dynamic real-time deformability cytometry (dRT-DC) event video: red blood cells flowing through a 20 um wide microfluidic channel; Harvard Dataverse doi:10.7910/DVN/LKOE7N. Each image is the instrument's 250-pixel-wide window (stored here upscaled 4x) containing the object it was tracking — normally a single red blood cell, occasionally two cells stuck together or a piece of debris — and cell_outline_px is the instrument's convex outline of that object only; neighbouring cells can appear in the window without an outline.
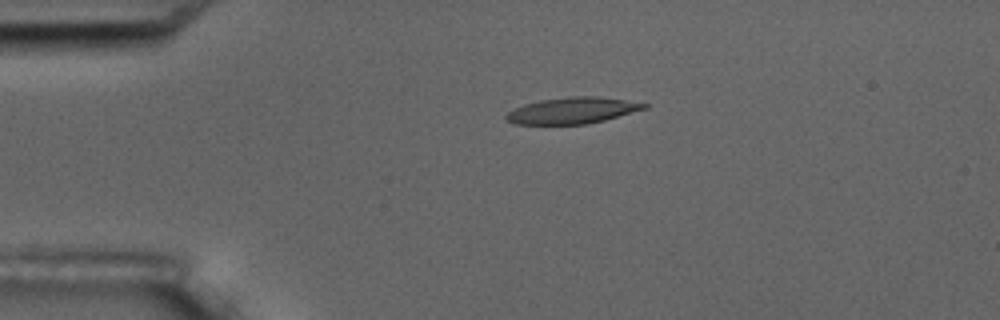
{"species": "common noctule bat (a hibernating species)", "species_latin": "Nyctalus noctula", "temperature_condition": "room temperature", "stored_images_in_passage": 5, "camera_frame_rate_fps": 3000, "um_per_image_px": 0.085, "animal": {"sex": "male", "body_mass_g": 17.5, "forearm_length_mm": 52.3}, "frame": {"image": 1, "passage_image": 3, "time_ms": 3.333, "image_size_px": [1000, 320], "cell_outline_px": [[648, 108], [604, 120], [588, 124], [512, 124], [504, 116], [508, 112], [524, 104], [540, 100], [568, 96], [600, 96], [648, 104]], "centroid_in_image_um": [48.65, 9.39], "position_along_channel_um": 36.4, "area_um2": 21.1}}
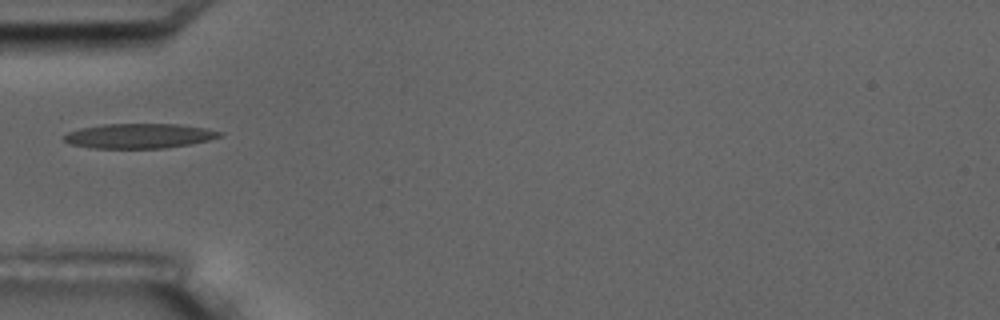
{"frame": {"image": 2, "passage_image": 5, "time_ms": 5.333, "image_size_px": [1000, 320], "cell_outline_px": [[224, 136], [208, 140], [188, 144], [164, 148], [92, 148], [72, 144], [64, 140], [60, 136], [68, 132], [80, 128], [104, 124], [180, 124], [208, 128], [224, 132]], "centroid_in_image_um": [11.86, 11.54], "position_along_channel_um": 73.1, "area_um2": 22.6}}